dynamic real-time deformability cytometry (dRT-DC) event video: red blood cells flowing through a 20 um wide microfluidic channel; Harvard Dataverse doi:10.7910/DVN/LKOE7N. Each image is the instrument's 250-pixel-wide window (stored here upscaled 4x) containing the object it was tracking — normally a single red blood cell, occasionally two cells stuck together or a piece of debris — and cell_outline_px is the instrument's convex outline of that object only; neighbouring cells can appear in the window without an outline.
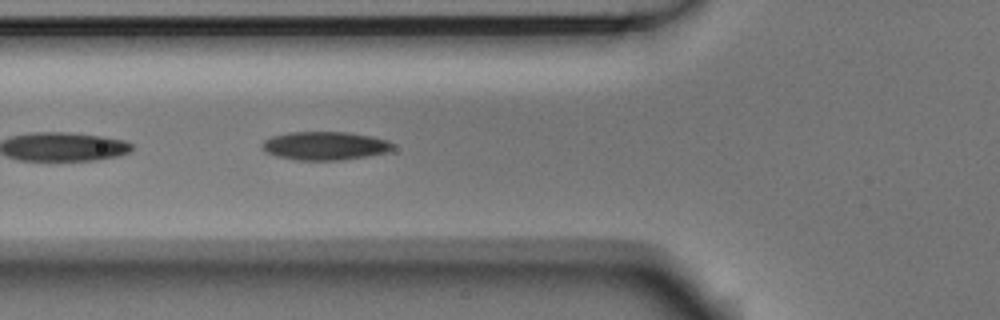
{"species": "Egyptian fruit bat (a non-hibernating species)", "species_latin": "Rousettus aegyptiacus", "temperature_condition": "room temperature", "stored_images_in_passage": 9, "camera_frame_rate_fps": 3000, "um_per_image_px": 0.085, "animal": {"sex": "male"}, "frame": {"image": 1, "passage_image": 4, "time_ms": 1.0, "image_size_px": [1000, 320], "cell_outline_px": [[392, 148], [388, 152], [368, 156], [340, 160], [296, 160], [276, 156], [264, 152], [260, 148], [260, 144], [264, 140], [272, 136], [288, 132], [348, 132], [372, 136], [388, 140], [392, 144]], "centroid_in_image_um": [27.57, 12.39], "position_along_channel_um": 98.2, "area_um2": 21.85}}